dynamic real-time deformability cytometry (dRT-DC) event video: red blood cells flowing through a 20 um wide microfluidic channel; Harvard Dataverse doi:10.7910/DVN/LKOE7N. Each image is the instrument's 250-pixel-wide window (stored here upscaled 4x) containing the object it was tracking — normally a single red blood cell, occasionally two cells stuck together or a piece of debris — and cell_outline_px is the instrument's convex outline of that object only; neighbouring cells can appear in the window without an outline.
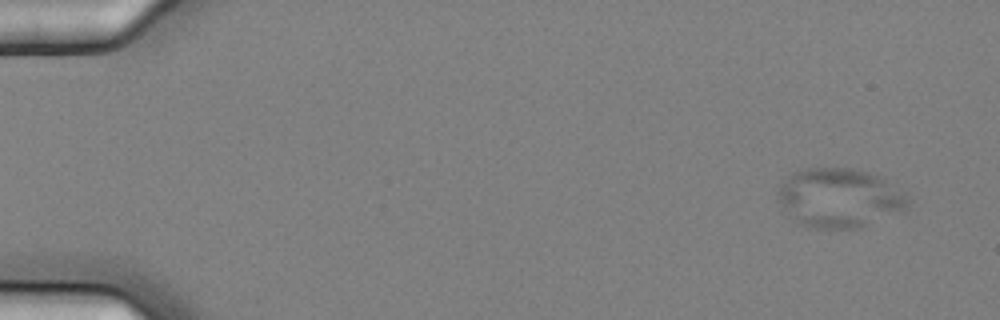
{"species": "common noctule bat (a hibernating species)", "species_latin": "Nyctalus noctula", "temperature_condition": "cold", "stored_images_in_passage": 5, "camera_frame_rate_fps": 3000, "um_per_image_px": 0.085, "animal": {"sex": "female", "body_mass_g": 25.1}, "frame": {"image": 1, "passage_image": 1, "time_ms": 0.0, "image_size_px": [1000, 320], "cell_outline_px": [[908, 204], [904, 208], [860, 228], [812, 228], [800, 224], [788, 216], [776, 200], [776, 196], [780, 188], [792, 172], [808, 168], [852, 168], [868, 172], [880, 176], [908, 196]], "centroid_in_image_um": [71.28, 16.82], "position_along_channel_um": 13.7, "area_um2": 44.45}}
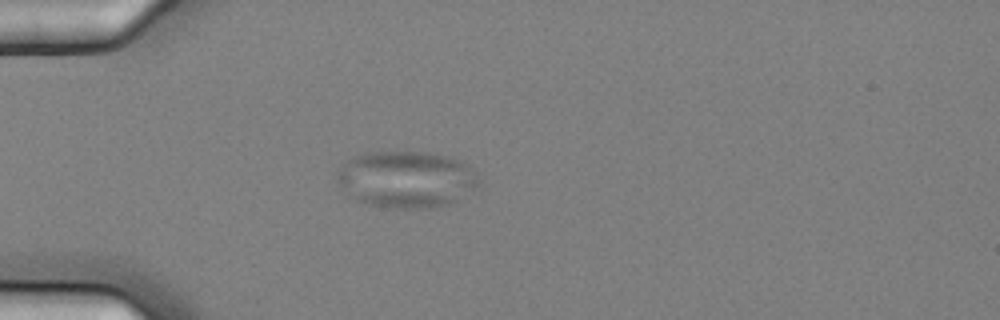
{"frame": {"image": 2, "passage_image": 5, "time_ms": 1.333, "image_size_px": [1000, 320], "cell_outline_px": [[480, 180], [472, 188], [456, 200], [448, 204], [436, 208], [392, 208], [364, 204], [348, 196], [336, 180], [336, 172], [352, 156], [360, 152], [428, 152], [448, 156], [460, 160], [468, 164], [480, 172]], "centroid_in_image_um": [34.52, 15.23], "position_along_channel_um": 50.5, "area_um2": 47.4}}